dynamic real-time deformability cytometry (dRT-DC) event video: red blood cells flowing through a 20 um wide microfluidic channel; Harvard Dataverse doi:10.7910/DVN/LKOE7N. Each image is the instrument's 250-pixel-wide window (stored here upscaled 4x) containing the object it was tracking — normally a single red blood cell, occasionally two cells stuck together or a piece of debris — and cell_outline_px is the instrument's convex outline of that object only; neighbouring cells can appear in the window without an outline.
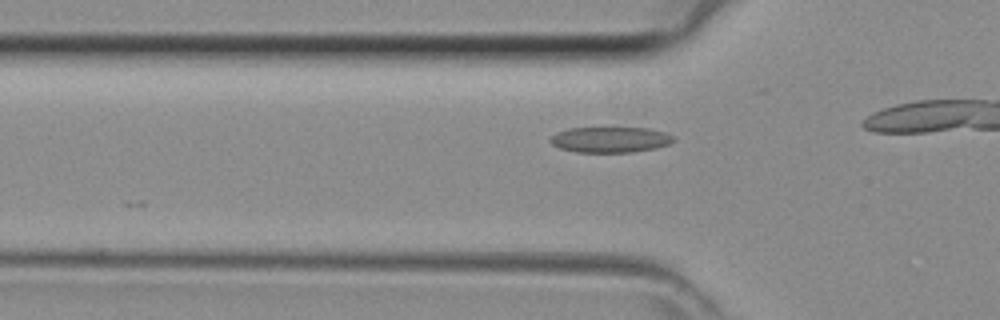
{"species": "common noctule bat (a hibernating species)", "species_latin": "Nyctalus noctula", "temperature_condition": "room temperature", "stored_images_in_passage": 7, "camera_frame_rate_fps": 3000, "um_per_image_px": 0.085, "animal": {"sex": "female", "body_mass_g": 29.2, "forearm_length_mm": 56.3}, "frame": {"image": 1, "passage_image": 3, "time_ms": 0.667, "image_size_px": [1000, 320], "cell_outline_px": [[672, 140], [668, 144], [656, 148], [632, 152], [576, 152], [560, 148], [552, 144], [548, 140], [556, 132], [568, 128], [648, 128], [664, 132], [672, 136]], "centroid_in_image_um": [51.82, 11.87], "position_along_channel_um": 74.0, "area_um2": 18.26}}
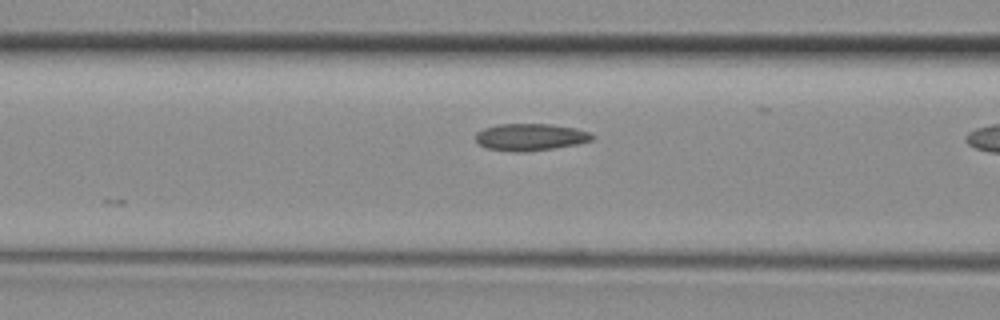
{"frame": {"image": 2, "passage_image": 6, "time_ms": 1.667, "image_size_px": [1000, 320], "cell_outline_px": [[596, 136], [592, 140], [576, 144], [528, 152], [512, 152], [488, 148], [480, 144], [476, 140], [476, 132], [484, 128], [496, 124], [548, 124], [576, 128], [588, 132]], "centroid_in_image_um": [45.07, 11.65], "position_along_channel_um": 121.5, "area_um2": 18.32}}